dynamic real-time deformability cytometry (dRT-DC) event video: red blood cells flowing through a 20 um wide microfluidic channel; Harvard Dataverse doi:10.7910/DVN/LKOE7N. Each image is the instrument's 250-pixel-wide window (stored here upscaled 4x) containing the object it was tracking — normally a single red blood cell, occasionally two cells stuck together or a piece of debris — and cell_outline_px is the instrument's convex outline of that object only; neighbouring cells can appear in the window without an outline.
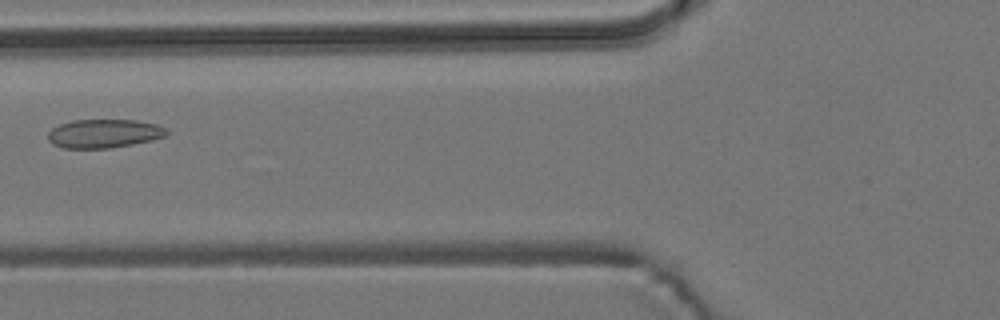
{"species": "common noctule bat (a hibernating species)", "species_latin": "Nyctalus noctula", "temperature_condition": "room temperature", "stored_images_in_passage": 7, "camera_frame_rate_fps": 3000, "um_per_image_px": 0.085, "animal": {"sex": "male", "body_mass_g": 19.2, "forearm_length_mm": 51.8}, "frame": {"image": 1, "passage_image": 6, "time_ms": 1.667, "image_size_px": [1000, 320], "cell_outline_px": [[168, 136], [152, 140], [112, 148], [64, 148], [52, 144], [48, 140], [48, 132], [52, 128], [60, 124], [72, 120], [136, 120], [156, 124], [168, 128]], "centroid_in_image_um": [8.86, 11.35], "position_along_channel_um": 116.9, "area_um2": 20.0}}
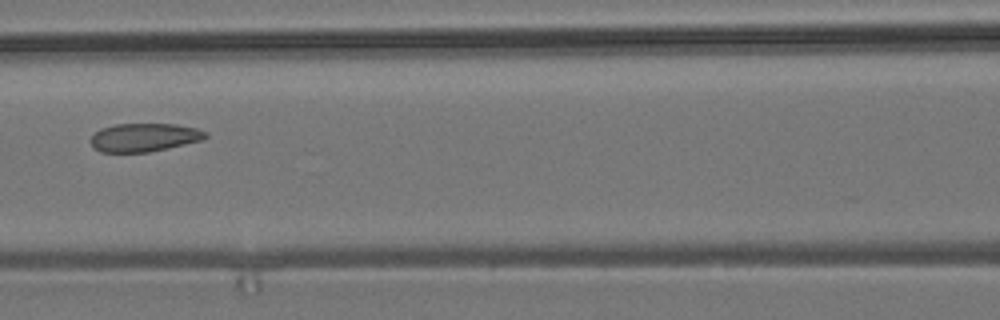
{"frame": {"image": 2, "passage_image": 7, "time_ms": 2.0, "image_size_px": [1000, 320], "cell_outline_px": [[208, 136], [200, 140], [168, 148], [148, 152], [100, 152], [92, 148], [92, 136], [100, 128], [116, 124], [176, 124], [196, 128], [208, 132]], "centroid_in_image_um": [12.25, 11.68], "position_along_channel_um": 154.4, "area_um2": 18.9}}